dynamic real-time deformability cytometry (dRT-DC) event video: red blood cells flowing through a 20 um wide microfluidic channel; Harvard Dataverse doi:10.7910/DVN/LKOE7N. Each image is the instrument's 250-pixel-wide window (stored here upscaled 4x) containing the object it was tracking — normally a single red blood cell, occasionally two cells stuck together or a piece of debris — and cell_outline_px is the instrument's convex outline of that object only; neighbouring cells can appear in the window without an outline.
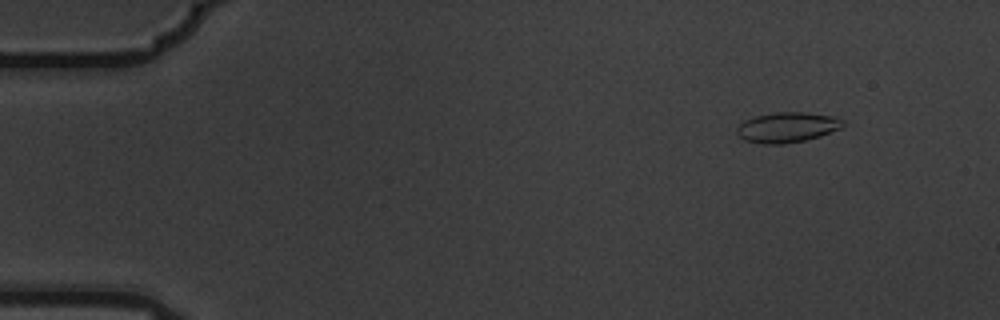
{"species": "common noctule bat (a hibernating species)", "species_latin": "Nyctalus noctula", "temperature_condition": "warm", "stored_images_in_passage": 5, "camera_frame_rate_fps": 3000, "um_per_image_px": 0.085, "animal": {"sex": "male", "body_mass_g": 19.5, "forearm_length_mm": 54.6}, "frame": {"image": 1, "passage_image": 1, "time_ms": 0.0, "image_size_px": [1000, 320], "cell_outline_px": [[844, 124], [840, 128], [820, 136], [804, 140], [784, 144], [764, 144], [744, 140], [736, 132], [736, 128], [744, 120], [756, 116], [776, 112], [804, 112], [832, 116], [844, 120]], "centroid_in_image_um": [66.89, 10.82], "position_along_channel_um": 18.1, "area_um2": 18.55}}
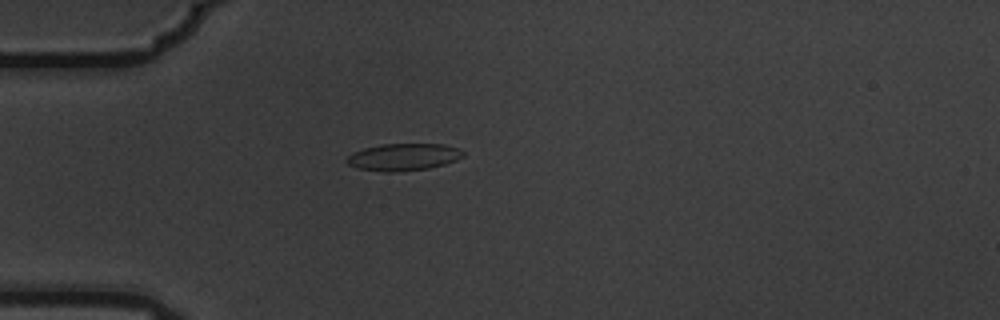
{"frame": {"image": 2, "passage_image": 4, "time_ms": 1.0, "image_size_px": [1000, 320], "cell_outline_px": [[464, 156], [456, 160], [444, 164], [428, 168], [392, 172], [384, 172], [356, 168], [348, 164], [344, 160], [352, 152], [364, 148], [380, 144], [444, 144], [456, 148], [464, 152]], "centroid_in_image_um": [34.24, 13.34], "position_along_channel_um": 50.8, "area_um2": 18.38}}